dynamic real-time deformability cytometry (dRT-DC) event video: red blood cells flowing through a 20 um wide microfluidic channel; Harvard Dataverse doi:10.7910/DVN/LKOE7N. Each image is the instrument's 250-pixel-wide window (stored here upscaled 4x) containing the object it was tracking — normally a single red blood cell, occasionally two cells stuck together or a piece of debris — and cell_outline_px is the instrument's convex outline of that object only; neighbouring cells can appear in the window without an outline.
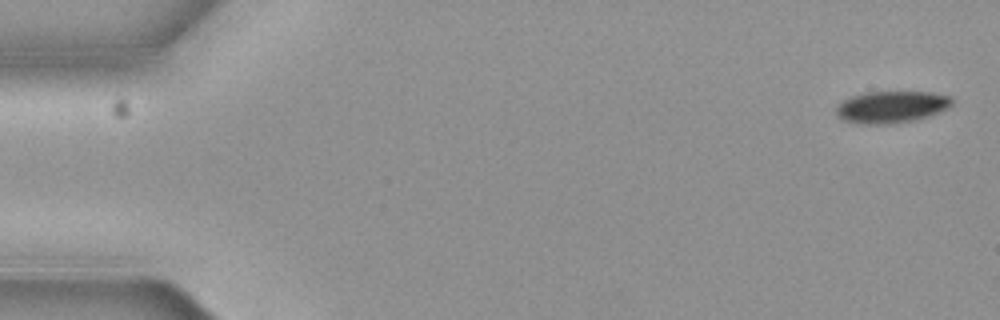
{"species": "common noctule bat (a hibernating species)", "species_latin": "Nyctalus noctula", "temperature_condition": "cold", "stored_images_in_passage": 11, "camera_frame_rate_fps": 3000, "um_per_image_px": 0.085, "animal": {"sex": "female", "body_mass_g": 19.3, "forearm_length_mm": 54.1}, "frame": {"image": 1, "passage_image": 1, "time_ms": 0.0, "image_size_px": [1000, 320], "cell_outline_px": [[952, 104], [948, 108], [928, 116], [912, 120], [884, 124], [860, 124], [844, 120], [836, 112], [836, 104], [852, 96], [868, 92], [932, 92], [952, 96]], "centroid_in_image_um": [75.78, 9.08], "position_along_channel_um": 9.2, "area_um2": 21.33}}
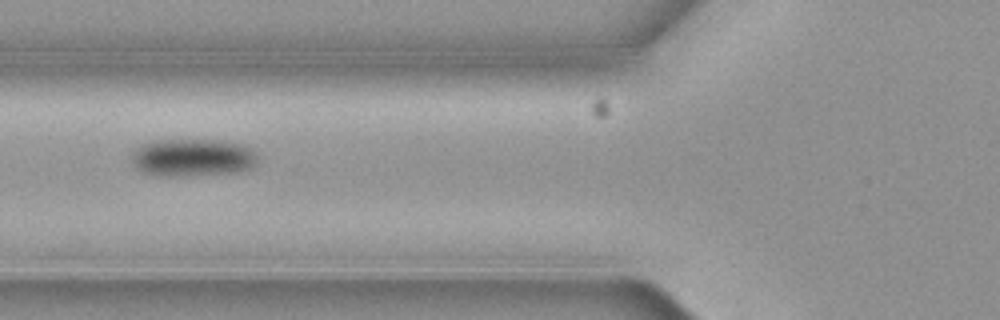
{"frame": {"image": 2, "passage_image": 6, "time_ms": 1.667, "image_size_px": [1000, 320], "cell_outline_px": [[256, 164], [252, 168], [232, 172], [188, 176], [152, 176], [136, 168], [132, 164], [132, 156], [136, 148], [144, 144], [156, 140], [216, 140], [240, 144], [248, 148], [256, 156]], "centroid_in_image_um": [16.31, 13.41], "position_along_channel_um": 109.5, "area_um2": 27.46}}
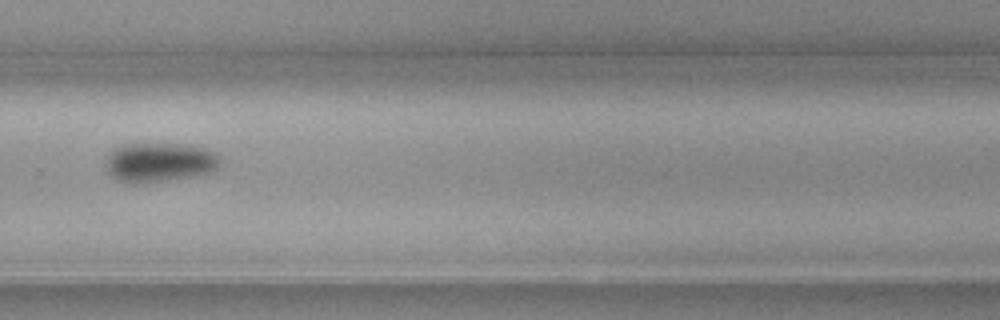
{"frame": {"image": 3, "passage_image": 11, "time_ms": 3.333, "image_size_px": [1000, 320], "cell_outline_px": [[216, 168], [208, 172], [188, 176], [160, 180], [120, 180], [112, 176], [108, 172], [108, 156], [116, 148], [124, 144], [176, 144], [200, 148], [212, 152], [216, 156]], "centroid_in_image_um": [13.51, 13.75], "position_along_channel_um": 316.3, "area_um2": 24.22}}